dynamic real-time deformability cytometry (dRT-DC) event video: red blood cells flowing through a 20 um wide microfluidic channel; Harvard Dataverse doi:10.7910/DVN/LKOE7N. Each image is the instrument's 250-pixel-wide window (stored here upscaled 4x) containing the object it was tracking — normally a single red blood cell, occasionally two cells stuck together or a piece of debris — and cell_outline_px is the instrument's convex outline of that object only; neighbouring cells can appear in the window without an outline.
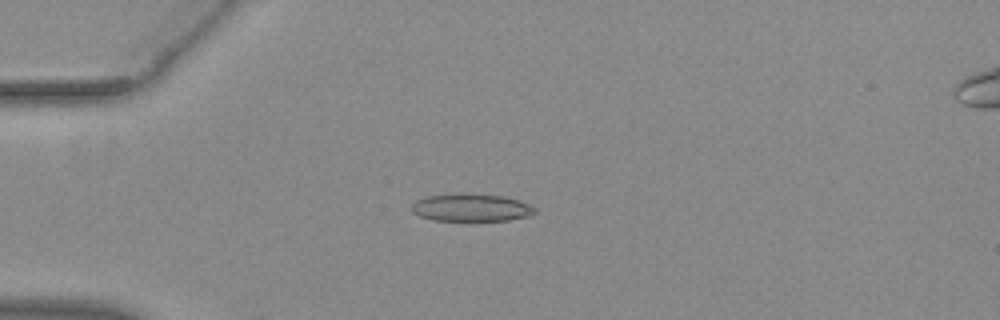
{"species": "common noctule bat (a hibernating species)", "species_latin": "Nyctalus noctula", "temperature_condition": "warm", "stored_images_in_passage": 53, "camera_frame_rate_fps": 3000, "um_per_image_px": 0.085, "animal": {"sex": "female", "body_mass_g": 29.2, "forearm_length_mm": 56.3}, "frame": {"image": 1, "passage_image": 15, "time_ms": 4.667, "image_size_px": [1000, 320], "cell_outline_px": [[536, 212], [528, 216], [508, 220], [432, 220], [420, 216], [412, 212], [412, 204], [416, 200], [428, 196], [460, 192], [504, 196], [528, 204], [536, 208]], "centroid_in_image_um": [40.03, 17.63], "position_along_channel_um": 45.0, "area_um2": 19.83}}
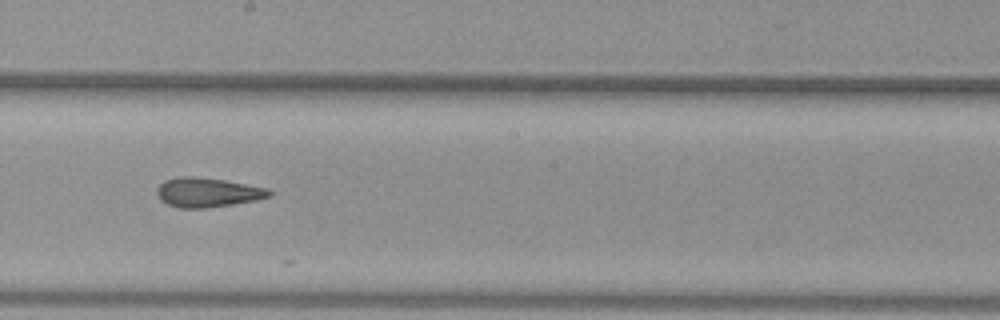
{"frame": {"image": 2, "passage_image": 31, "time_ms": 10.0, "image_size_px": [1000, 320], "cell_outline_px": [[272, 196], [256, 200], [208, 208], [180, 208], [168, 204], [160, 200], [156, 192], [156, 188], [164, 180], [180, 176], [192, 176], [224, 180], [268, 188], [272, 192]], "centroid_in_image_um": [17.63, 16.35], "position_along_channel_um": 230.6, "area_um2": 19.31}}
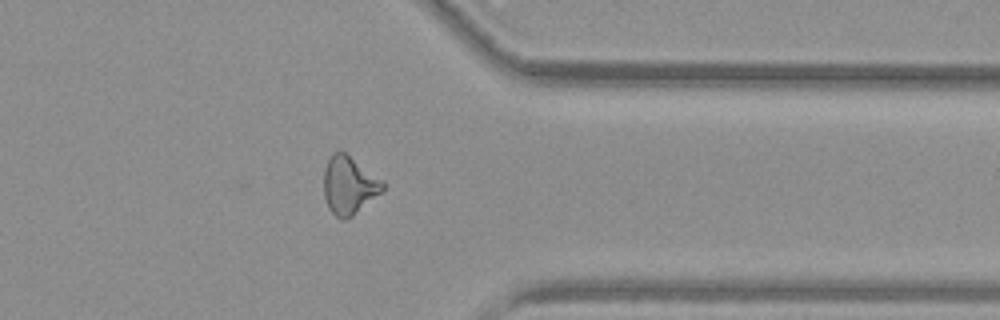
{"frame": {"image": 3, "passage_image": 43, "time_ms": 14.0, "image_size_px": [1000, 320], "cell_outline_px": [[384, 188], [380, 192], [352, 216], [344, 220], [340, 220], [328, 208], [324, 196], [324, 168], [332, 152], [344, 152], [384, 180]], "centroid_in_image_um": [29.65, 15.75], "position_along_channel_um": 381.8, "area_um2": 19.71}}